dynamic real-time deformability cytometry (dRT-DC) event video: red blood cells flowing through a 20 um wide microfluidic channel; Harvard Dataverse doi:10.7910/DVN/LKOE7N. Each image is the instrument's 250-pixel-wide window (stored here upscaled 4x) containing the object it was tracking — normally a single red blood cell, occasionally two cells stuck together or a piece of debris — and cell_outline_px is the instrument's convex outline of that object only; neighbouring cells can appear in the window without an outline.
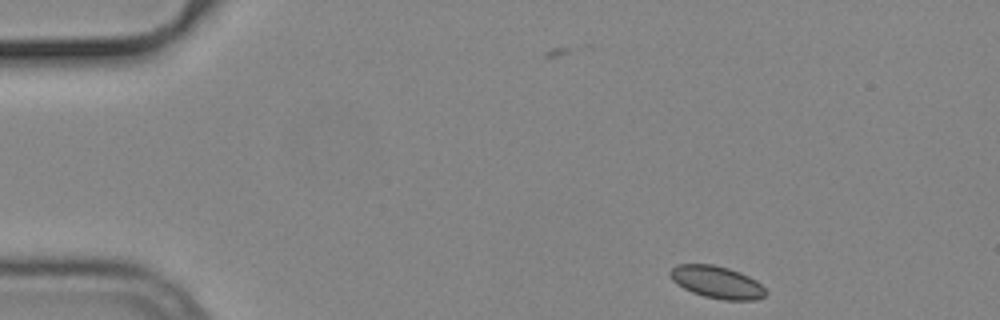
{"species": "common noctule bat (a hibernating species)", "species_latin": "Nyctalus noctula", "temperature_condition": "cold", "stored_images_in_passage": 48, "camera_frame_rate_fps": 3000, "um_per_image_px": 0.085, "animal": {"sex": "male", "body_mass_g": 19.2, "forearm_length_mm": 51.8}, "frame": {"image": 1, "passage_image": 1, "time_ms": 0.0, "image_size_px": [1000, 320], "cell_outline_px": [[768, 292], [764, 296], [756, 300], [724, 300], [704, 296], [692, 292], [684, 288], [672, 280], [668, 272], [676, 264], [712, 264], [728, 268], [740, 272], [756, 280]], "centroid_in_image_um": [60.94, 23.98], "position_along_channel_um": 24.1, "area_um2": 17.98}}
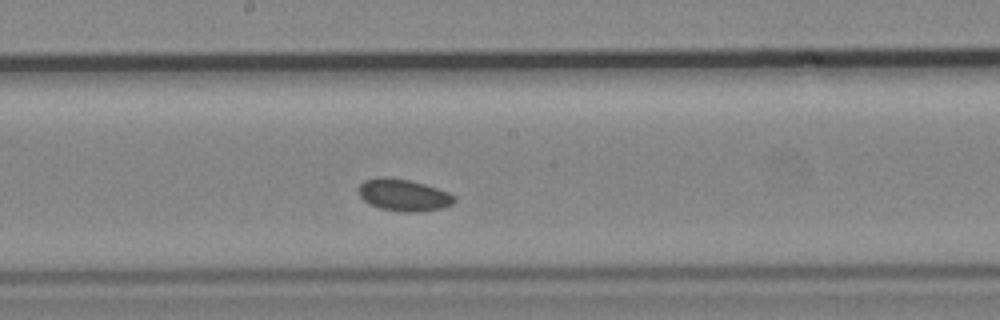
{"frame": {"image": 2, "passage_image": 23, "time_ms": 7.333, "image_size_px": [1000, 320], "cell_outline_px": [[456, 200], [452, 204], [444, 208], [416, 212], [400, 212], [380, 208], [368, 204], [360, 196], [360, 184], [364, 180], [380, 176], [384, 176], [408, 180], [424, 184], [448, 192], [456, 196]], "centroid_in_image_um": [34.32, 16.59], "position_along_channel_um": 213.9, "area_um2": 17.86}}
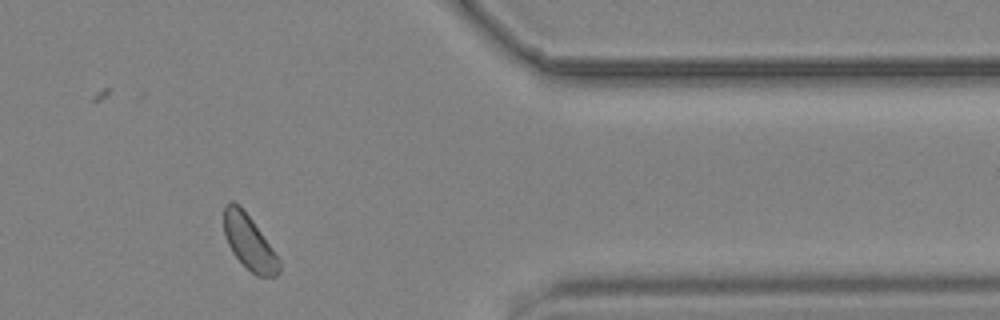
{"frame": {"image": 3, "passage_image": 39, "time_ms": 12.667, "image_size_px": [1000, 320], "cell_outline_px": [[280, 272], [276, 276], [256, 276], [232, 252], [224, 236], [224, 204], [228, 200], [232, 200], [240, 204], [252, 220], [280, 260]], "centroid_in_image_um": [21.15, 20.55], "position_along_channel_um": 390.3, "area_um2": 17.46}}